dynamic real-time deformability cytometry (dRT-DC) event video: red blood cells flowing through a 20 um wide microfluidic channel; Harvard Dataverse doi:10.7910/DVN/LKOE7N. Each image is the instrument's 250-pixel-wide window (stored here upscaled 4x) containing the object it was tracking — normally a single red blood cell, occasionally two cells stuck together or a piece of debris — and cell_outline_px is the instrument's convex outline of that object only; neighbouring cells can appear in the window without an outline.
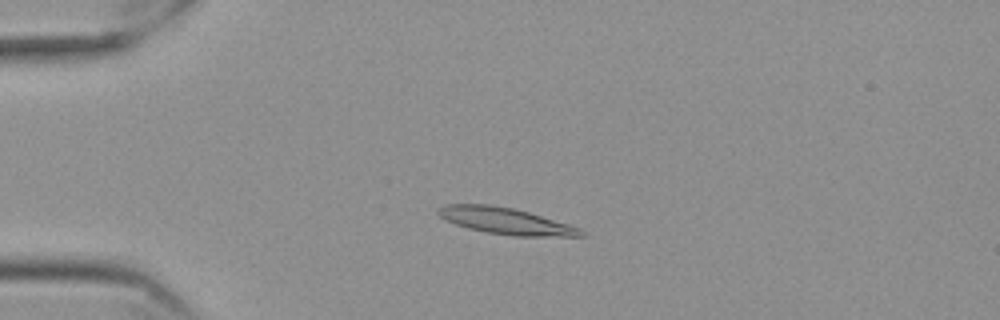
{"species": "Egyptian fruit bat (a non-hibernating species)", "species_latin": "Rousettus aegyptiacus", "temperature_condition": "cold", "stored_images_in_passage": 56, "camera_frame_rate_fps": 3000, "um_per_image_px": 0.085, "frame": {"image": 1, "passage_image": 13, "time_ms": 4.0, "image_size_px": [1000, 320], "cell_outline_px": [[588, 236], [512, 236], [488, 232], [468, 228], [444, 220], [436, 212], [436, 208], [444, 204], [488, 204], [512, 208], [528, 212], [568, 224], [580, 228]], "centroid_in_image_um": [42.94, 18.78], "position_along_channel_um": 42.1, "area_um2": 21.96}}
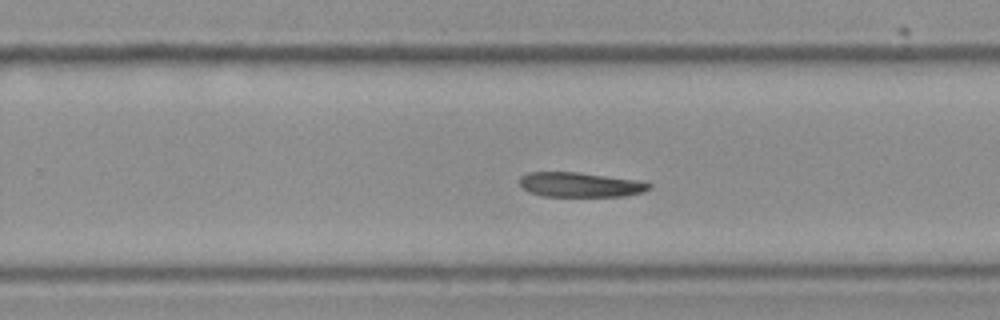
{"frame": {"image": 2, "passage_image": 36, "time_ms": 11.667, "image_size_px": [1000, 320], "cell_outline_px": [[652, 188], [644, 192], [624, 196], [540, 196], [528, 192], [520, 184], [520, 176], [528, 172], [576, 172], [636, 180], [652, 184]], "centroid_in_image_um": [49.31, 15.7], "position_along_channel_um": 280.5, "area_um2": 18.61}}
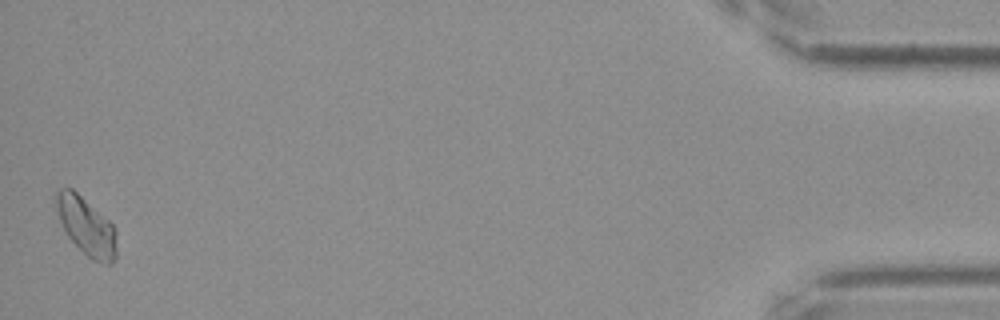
{"frame": {"image": 3, "passage_image": 56, "time_ms": 18.333, "image_size_px": [1000, 320], "cell_outline_px": [[116, 256], [112, 264], [108, 264], [92, 260], [68, 236], [60, 220], [56, 204], [56, 192], [60, 188], [72, 188], [108, 220], [112, 224], [116, 232]], "centroid_in_image_um": [7.36, 19.24], "position_along_channel_um": 427.8, "area_um2": 19.88}}